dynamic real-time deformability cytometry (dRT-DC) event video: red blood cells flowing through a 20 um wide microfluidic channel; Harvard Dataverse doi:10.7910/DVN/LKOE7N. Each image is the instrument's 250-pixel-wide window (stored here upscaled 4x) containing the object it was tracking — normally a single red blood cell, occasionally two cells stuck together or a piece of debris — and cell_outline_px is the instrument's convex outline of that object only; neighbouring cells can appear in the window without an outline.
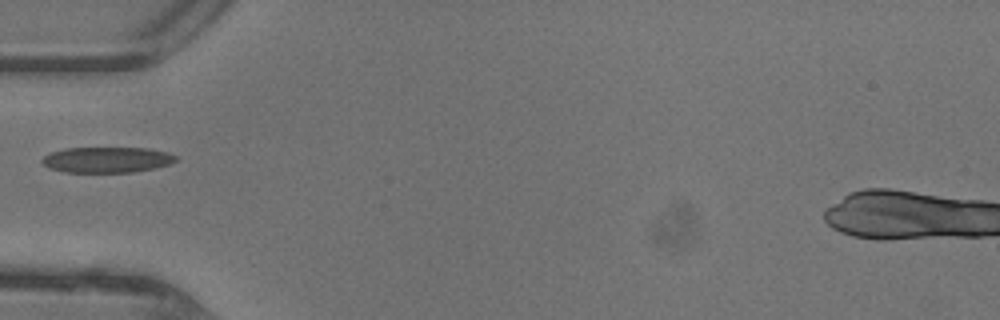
{"species": "common noctule bat (a hibernating species)", "species_latin": "Nyctalus noctula", "temperature_condition": "warm", "stored_images_in_passage": 6, "camera_frame_rate_fps": 3000, "um_per_image_px": 0.085, "animal": {"sex": "female"}, "frame": {"image": 1, "passage_image": 1, "time_ms": 0.0, "image_size_px": [1000, 320], "cell_outline_px": [[176, 160], [168, 164], [152, 168], [132, 172], [64, 172], [48, 168], [40, 160], [44, 156], [52, 152], [64, 148], [148, 148], [168, 152], [176, 156]], "centroid_in_image_um": [9.05, 13.57], "position_along_channel_um": 76.0, "area_um2": 19.88}}
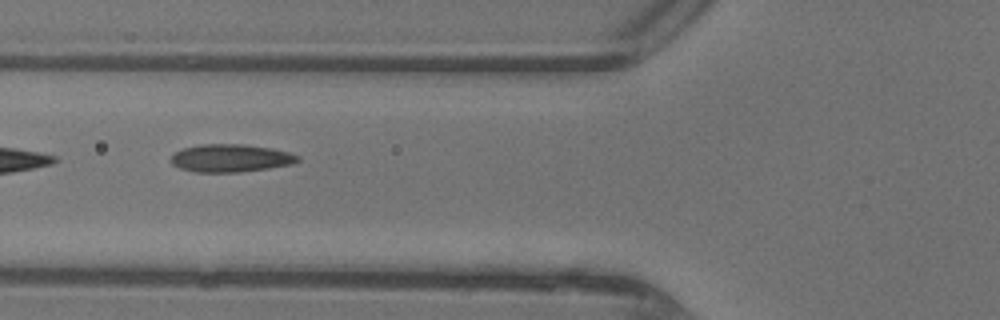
{"frame": {"image": 2, "passage_image": 3, "time_ms": 0.667, "image_size_px": [1000, 320], "cell_outline_px": [[300, 160], [292, 164], [268, 168], [240, 172], [192, 172], [180, 168], [172, 164], [168, 160], [176, 152], [184, 148], [200, 144], [244, 144], [272, 148], [288, 152], [300, 156]], "centroid_in_image_um": [19.59, 13.44], "position_along_channel_um": 106.2, "area_um2": 20.63}}